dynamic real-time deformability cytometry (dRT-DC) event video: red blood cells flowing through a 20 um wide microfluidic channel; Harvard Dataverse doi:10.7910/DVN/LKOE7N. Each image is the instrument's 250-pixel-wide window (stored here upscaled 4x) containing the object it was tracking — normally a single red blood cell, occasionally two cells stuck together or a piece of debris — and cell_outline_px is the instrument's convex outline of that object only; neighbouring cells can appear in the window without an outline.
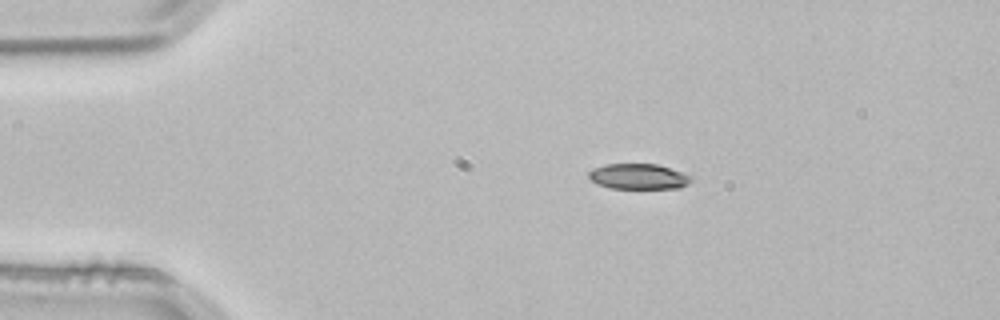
{"species": "common noctule bat (a hibernating species)", "species_latin": "Nyctalus noctula", "temperature_condition": "room temperature", "stored_images_in_passage": 2, "camera_frame_rate_fps": 3000, "um_per_image_px": 0.085, "animal": {"sex": "male", "body_mass_g": 21.5, "forearm_length_mm": 52.0}, "frame": {"image": 1, "passage_image": 1, "time_ms": 0.0, "image_size_px": [1000, 320], "cell_outline_px": [[692, 180], [688, 184], [680, 188], [608, 188], [596, 184], [588, 180], [588, 172], [604, 164], [656, 164], [692, 176]], "centroid_in_image_um": [54.23, 15.01], "position_along_channel_um": 30.8, "area_um2": 15.2}}